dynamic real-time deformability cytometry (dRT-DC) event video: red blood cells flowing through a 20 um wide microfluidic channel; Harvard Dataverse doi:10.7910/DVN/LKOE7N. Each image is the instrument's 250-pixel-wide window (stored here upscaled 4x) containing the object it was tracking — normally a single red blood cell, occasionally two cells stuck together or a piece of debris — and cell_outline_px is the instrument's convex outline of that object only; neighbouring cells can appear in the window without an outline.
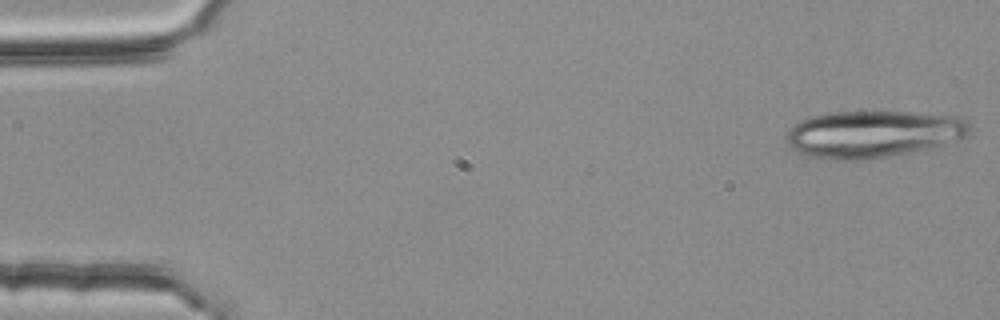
{"species": "common noctule bat (a hibernating species)", "species_latin": "Nyctalus noctula", "temperature_condition": "room temperature", "stored_images_in_passage": 18, "camera_frame_rate_fps": 3000, "um_per_image_px": 0.085, "animal": {"sex": "female", "body_mass_g": 25.1}, "frame": {"image": 1, "passage_image": 1, "time_ms": 0.0, "image_size_px": [1000, 320], "cell_outline_px": [[972, 128], [964, 136], [924, 148], [908, 152], [888, 156], [864, 160], [836, 160], [812, 156], [800, 152], [792, 148], [788, 144], [788, 128], [792, 124], [800, 120], [812, 116], [828, 112], [908, 112], [956, 116], [972, 124]], "centroid_in_image_um": [74.14, 11.37], "position_along_channel_um": 10.9, "area_um2": 49.42}}